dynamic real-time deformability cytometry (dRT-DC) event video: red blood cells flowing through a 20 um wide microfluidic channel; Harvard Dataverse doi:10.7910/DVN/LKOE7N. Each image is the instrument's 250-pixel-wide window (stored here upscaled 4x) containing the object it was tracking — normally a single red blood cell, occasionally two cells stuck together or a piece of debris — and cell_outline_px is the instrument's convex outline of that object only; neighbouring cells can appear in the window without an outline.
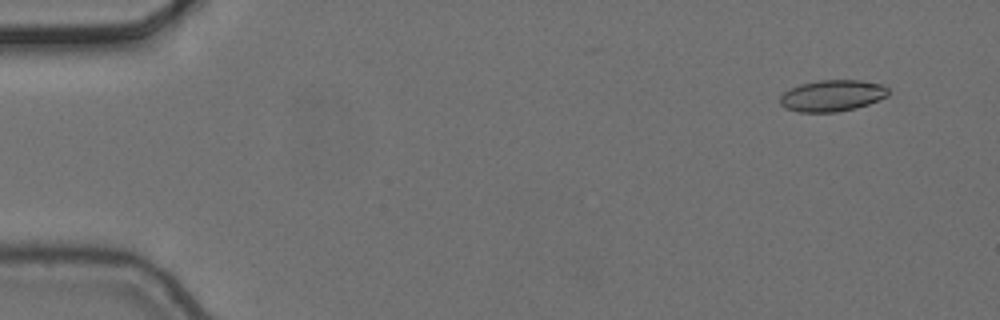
{"species": "common noctule bat (a hibernating species)", "species_latin": "Nyctalus noctula", "temperature_condition": "cold", "stored_images_in_passage": 4, "camera_frame_rate_fps": 3000, "um_per_image_px": 0.085, "animal": {"sex": "female", "body_mass_g": 24.6, "forearm_length_mm": 56.2}, "frame": {"image": 1, "passage_image": 1, "time_ms": 0.0, "image_size_px": [1000, 320], "cell_outline_px": [[888, 96], [868, 104], [856, 108], [836, 112], [800, 112], [784, 108], [780, 104], [780, 96], [784, 92], [800, 84], [820, 80], [860, 80], [880, 84], [888, 88]], "centroid_in_image_um": [70.73, 8.13], "position_along_channel_um": 14.3, "area_um2": 19.77}}